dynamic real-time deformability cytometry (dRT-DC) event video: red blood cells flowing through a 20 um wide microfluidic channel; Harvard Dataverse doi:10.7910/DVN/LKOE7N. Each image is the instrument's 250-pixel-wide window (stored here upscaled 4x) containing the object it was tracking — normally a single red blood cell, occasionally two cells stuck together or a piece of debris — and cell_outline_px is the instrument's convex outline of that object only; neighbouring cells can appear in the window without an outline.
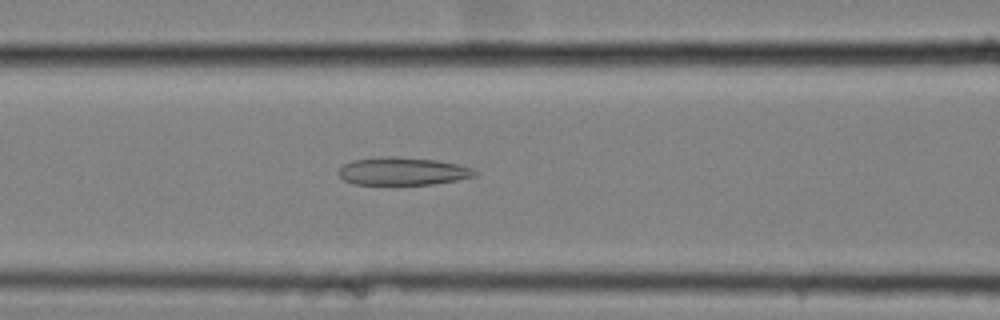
{"species": "common noctule bat (a hibernating species)", "species_latin": "Nyctalus noctula", "temperature_condition": "cold", "stored_images_in_passage": 59, "camera_frame_rate_fps": 3000, "um_per_image_px": 0.085, "animal": {"sex": "female", "body_mass_g": 25.1}, "frame": {"image": 1, "passage_image": 26, "time_ms": 8.333, "image_size_px": [1000, 320], "cell_outline_px": [[476, 176], [456, 180], [432, 184], [356, 184], [344, 180], [336, 172], [344, 164], [352, 160], [392, 156], [436, 160], [456, 164], [472, 168], [476, 172]], "centroid_in_image_um": [34.21, 14.55], "position_along_channel_um": 132.4, "area_um2": 21.79}}
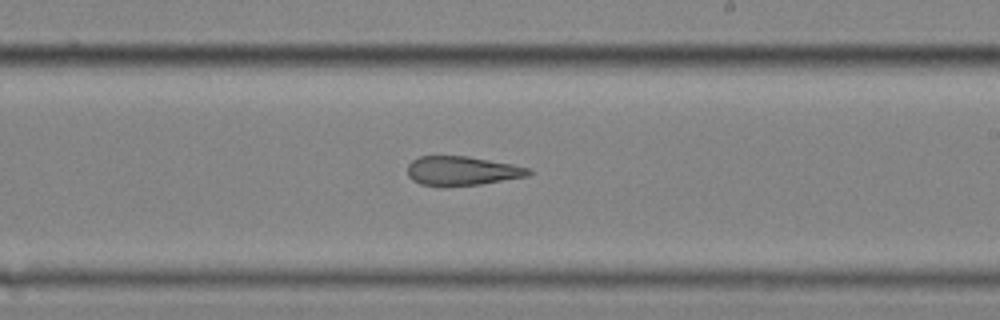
{"frame": {"image": 2, "passage_image": 36, "time_ms": 11.667, "image_size_px": [1000, 320], "cell_outline_px": [[532, 172], [528, 176], [480, 184], [420, 184], [412, 180], [408, 176], [408, 164], [412, 160], [420, 156], [468, 156], [512, 164], [532, 168]], "centroid_in_image_um": [39.3, 14.49], "position_along_channel_um": 249.7, "area_um2": 20.11}}
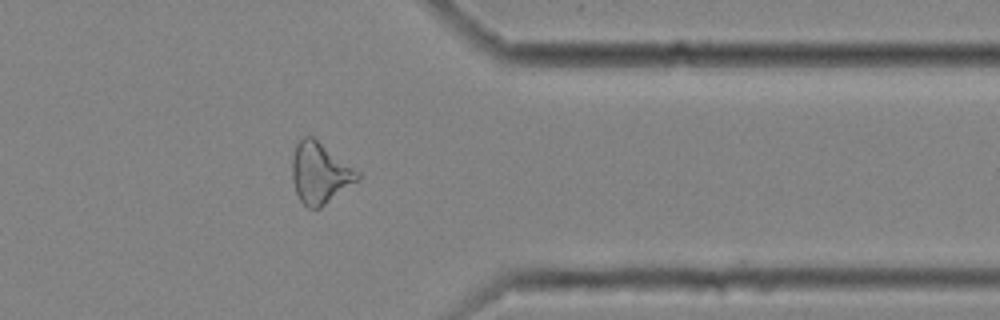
{"frame": {"image": 3, "passage_image": 48, "time_ms": 15.667, "image_size_px": [1000, 320], "cell_outline_px": [[360, 176], [356, 180], [320, 208], [308, 208], [300, 200], [296, 192], [292, 180], [292, 156], [296, 144], [304, 136], [312, 136], [360, 172]], "centroid_in_image_um": [27.15, 14.69], "position_along_channel_um": 384.3, "area_um2": 22.77}, "authors_computed_cell_mechanics": {"area_um2": 24.1026, "velocity_mm_per_s": 3.529, "shape_relaxation_time_tau1_ms": null, "shape_relaxation_time_tau2_ms": 5.7291, "deformation_change_tau1": null, "deformation_change_tau2": 0.1767}}